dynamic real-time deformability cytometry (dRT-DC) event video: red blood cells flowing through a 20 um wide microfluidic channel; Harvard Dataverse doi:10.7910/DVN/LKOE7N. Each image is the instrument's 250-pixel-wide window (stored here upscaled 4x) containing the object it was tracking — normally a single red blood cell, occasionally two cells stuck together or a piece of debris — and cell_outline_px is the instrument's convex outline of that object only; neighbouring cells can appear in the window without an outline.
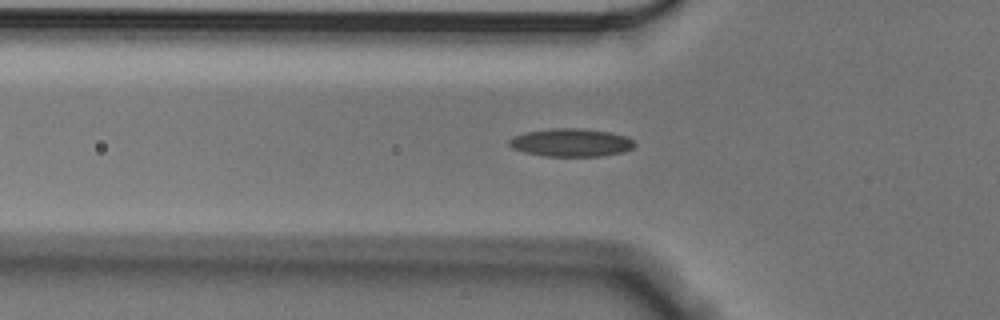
{"species": "Egyptian fruit bat (a non-hibernating species)", "species_latin": "Rousettus aegyptiacus", "temperature_condition": "cold", "stored_images_in_passage": 40, "camera_frame_rate_fps": 3000, "um_per_image_px": 0.085, "animal": {"sex": "male"}, "frame": {"image": 1, "passage_image": 6, "time_ms": 1.667, "image_size_px": [1000, 320], "cell_outline_px": [[636, 144], [632, 148], [624, 152], [600, 156], [544, 156], [524, 152], [512, 148], [508, 144], [508, 140], [512, 136], [524, 132], [548, 128], [580, 128], [608, 132], [624, 136], [632, 140]], "centroid_in_image_um": [48.48, 12.11], "position_along_channel_um": 77.3, "area_um2": 20.58}}
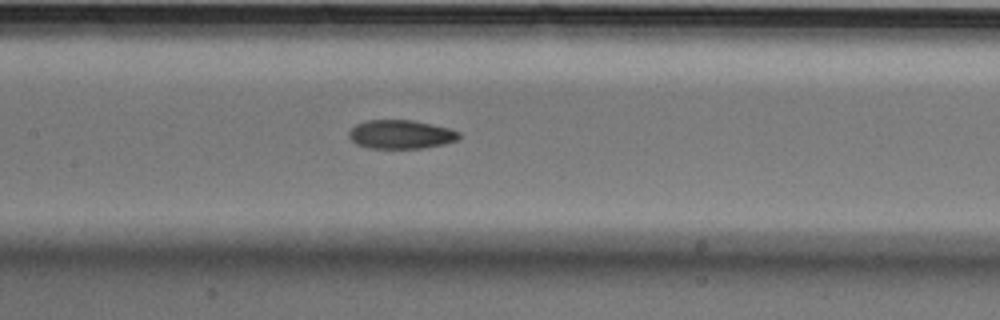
{"frame": {"image": 2, "passage_image": 14, "time_ms": 4.333, "image_size_px": [1000, 320], "cell_outline_px": [[460, 136], [456, 140], [444, 144], [424, 148], [368, 148], [356, 144], [348, 136], [348, 132], [356, 124], [364, 120], [412, 120], [452, 128], [460, 132]], "centroid_in_image_um": [34.07, 11.42], "position_along_channel_um": 173.3, "area_um2": 18.61}}
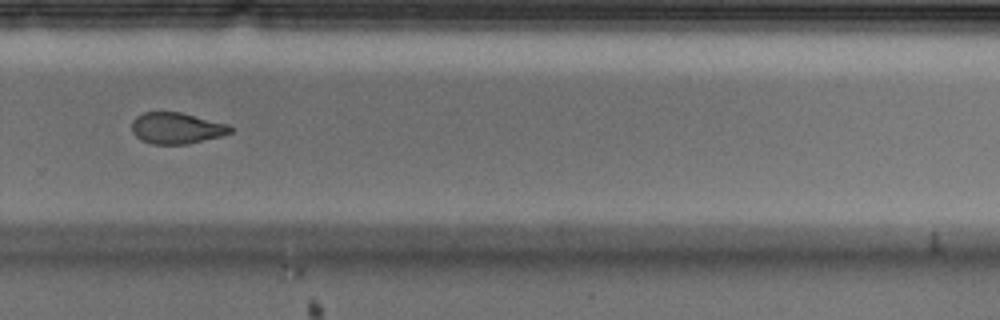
{"frame": {"image": 3, "passage_image": 26, "time_ms": 8.333, "image_size_px": [1000, 320], "cell_outline_px": [[232, 132], [220, 136], [188, 144], [152, 144], [140, 140], [132, 132], [132, 120], [136, 116], [144, 112], [180, 112], [228, 124], [232, 128]], "centroid_in_image_um": [14.98, 10.89], "position_along_channel_um": 314.8, "area_um2": 17.92}, "authors_computed_cell_mechanics": {"area_um2": 19.1896, "velocity_mm_per_s": 3.5478, "shape_relaxation_time_tau1_ms": 7.3133, "shape_relaxation_time_tau2_ms": 2.8016, "deformation_change_tau1": 0.1829, "deformation_change_tau2": 0.0871}}